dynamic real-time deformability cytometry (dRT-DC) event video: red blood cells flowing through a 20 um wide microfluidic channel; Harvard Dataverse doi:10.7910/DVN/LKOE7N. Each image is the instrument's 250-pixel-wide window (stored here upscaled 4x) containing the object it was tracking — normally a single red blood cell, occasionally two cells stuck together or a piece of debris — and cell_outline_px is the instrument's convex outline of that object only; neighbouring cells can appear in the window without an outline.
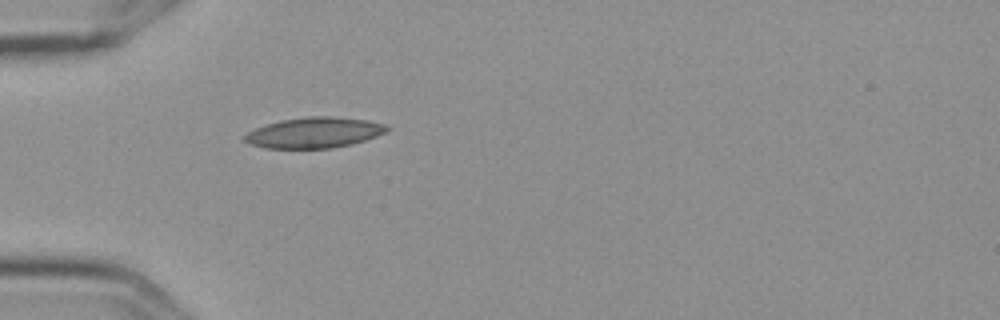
{"species": "Egyptian fruit bat (a non-hibernating species)", "species_latin": "Rousettus aegyptiacus", "temperature_condition": "cold", "stored_images_in_passage": 1, "camera_frame_rate_fps": 3000, "um_per_image_px": 0.085, "frame": {"image": 1, "passage_image": 1, "time_ms": 0.0, "image_size_px": [1000, 320], "cell_outline_px": [[392, 128], [376, 136], [352, 144], [332, 148], [264, 148], [248, 144], [244, 140], [244, 136], [248, 132], [256, 128], [280, 120], [308, 116], [332, 116], [368, 120], [384, 124]], "centroid_in_image_um": [26.71, 11.27], "position_along_channel_um": 58.3, "area_um2": 25.37}}